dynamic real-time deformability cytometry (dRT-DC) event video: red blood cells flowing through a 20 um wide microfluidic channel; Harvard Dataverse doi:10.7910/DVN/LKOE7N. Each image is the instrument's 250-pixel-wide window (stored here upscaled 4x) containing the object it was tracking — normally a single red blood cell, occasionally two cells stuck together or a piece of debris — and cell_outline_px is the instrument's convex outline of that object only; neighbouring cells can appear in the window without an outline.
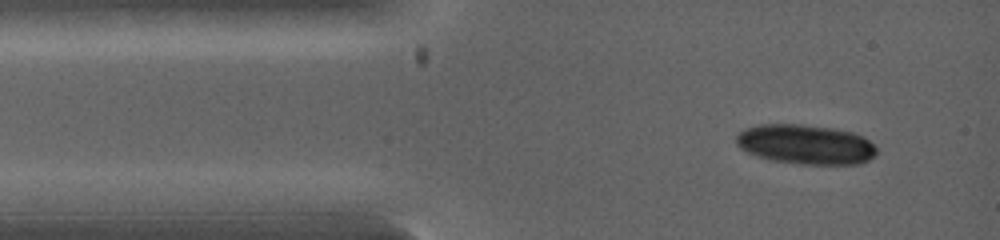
{"species": "common noctule bat (a hibernating species)", "species_latin": "Nyctalus noctula", "temperature_condition": "warm", "stored_images_in_passage": 5, "camera_frame_rate_fps": 5000, "um_per_image_px": 0.085, "animal": {"sex": "female", "body_mass_g": 19.0, "forearm_length_mm": 53.3}, "frame": {"image": 1, "passage_image": 1, "time_ms": 0.0, "image_size_px": [1000, 240], "cell_outline_px": [[876, 152], [868, 160], [860, 164], [800, 164], [772, 160], [748, 152], [740, 148], [736, 144], [736, 136], [744, 128], [760, 124], [800, 124], [832, 128], [852, 132], [864, 136], [876, 148]], "centroid_in_image_um": [68.47, 12.27], "position_along_channel_um": 16.5, "area_um2": 32.31}}